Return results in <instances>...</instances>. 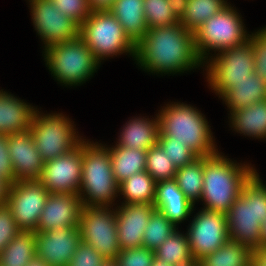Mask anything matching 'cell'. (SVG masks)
Returning <instances> with one entry per match:
<instances>
[{
  "mask_svg": "<svg viewBox=\"0 0 266 266\" xmlns=\"http://www.w3.org/2000/svg\"><path fill=\"white\" fill-rule=\"evenodd\" d=\"M59 12L71 18L79 26L91 15L88 0H51Z\"/></svg>",
  "mask_w": 266,
  "mask_h": 266,
  "instance_id": "obj_39",
  "label": "cell"
},
{
  "mask_svg": "<svg viewBox=\"0 0 266 266\" xmlns=\"http://www.w3.org/2000/svg\"><path fill=\"white\" fill-rule=\"evenodd\" d=\"M159 118L151 119L139 116L133 117L120 130L116 145L147 151L157 145L159 137Z\"/></svg>",
  "mask_w": 266,
  "mask_h": 266,
  "instance_id": "obj_22",
  "label": "cell"
},
{
  "mask_svg": "<svg viewBox=\"0 0 266 266\" xmlns=\"http://www.w3.org/2000/svg\"><path fill=\"white\" fill-rule=\"evenodd\" d=\"M235 161L220 152L203 157V209L226 214L239 197L244 184L256 172L251 164Z\"/></svg>",
  "mask_w": 266,
  "mask_h": 266,
  "instance_id": "obj_2",
  "label": "cell"
},
{
  "mask_svg": "<svg viewBox=\"0 0 266 266\" xmlns=\"http://www.w3.org/2000/svg\"><path fill=\"white\" fill-rule=\"evenodd\" d=\"M71 120L63 113L44 114L36 109L29 131L44 162L72 151L85 140Z\"/></svg>",
  "mask_w": 266,
  "mask_h": 266,
  "instance_id": "obj_9",
  "label": "cell"
},
{
  "mask_svg": "<svg viewBox=\"0 0 266 266\" xmlns=\"http://www.w3.org/2000/svg\"><path fill=\"white\" fill-rule=\"evenodd\" d=\"M176 229L171 221L158 209H154L145 227L142 246L151 250L158 248Z\"/></svg>",
  "mask_w": 266,
  "mask_h": 266,
  "instance_id": "obj_34",
  "label": "cell"
},
{
  "mask_svg": "<svg viewBox=\"0 0 266 266\" xmlns=\"http://www.w3.org/2000/svg\"><path fill=\"white\" fill-rule=\"evenodd\" d=\"M148 28L179 23L180 0H143Z\"/></svg>",
  "mask_w": 266,
  "mask_h": 266,
  "instance_id": "obj_33",
  "label": "cell"
},
{
  "mask_svg": "<svg viewBox=\"0 0 266 266\" xmlns=\"http://www.w3.org/2000/svg\"><path fill=\"white\" fill-rule=\"evenodd\" d=\"M115 0H88V4L92 12L109 11Z\"/></svg>",
  "mask_w": 266,
  "mask_h": 266,
  "instance_id": "obj_43",
  "label": "cell"
},
{
  "mask_svg": "<svg viewBox=\"0 0 266 266\" xmlns=\"http://www.w3.org/2000/svg\"><path fill=\"white\" fill-rule=\"evenodd\" d=\"M117 207L116 222L120 248L141 247L145 227L155 206L148 203H137L119 204Z\"/></svg>",
  "mask_w": 266,
  "mask_h": 266,
  "instance_id": "obj_18",
  "label": "cell"
},
{
  "mask_svg": "<svg viewBox=\"0 0 266 266\" xmlns=\"http://www.w3.org/2000/svg\"><path fill=\"white\" fill-rule=\"evenodd\" d=\"M115 181L119 185L137 172L145 171L147 151L113 145L108 147Z\"/></svg>",
  "mask_w": 266,
  "mask_h": 266,
  "instance_id": "obj_27",
  "label": "cell"
},
{
  "mask_svg": "<svg viewBox=\"0 0 266 266\" xmlns=\"http://www.w3.org/2000/svg\"><path fill=\"white\" fill-rule=\"evenodd\" d=\"M153 205L177 227L191 216L195 206L180 190L175 179L156 182Z\"/></svg>",
  "mask_w": 266,
  "mask_h": 266,
  "instance_id": "obj_20",
  "label": "cell"
},
{
  "mask_svg": "<svg viewBox=\"0 0 266 266\" xmlns=\"http://www.w3.org/2000/svg\"><path fill=\"white\" fill-rule=\"evenodd\" d=\"M245 27L237 9L228 4L194 32L198 56L205 62L211 57L210 51L216 54L223 49L244 44L251 35Z\"/></svg>",
  "mask_w": 266,
  "mask_h": 266,
  "instance_id": "obj_8",
  "label": "cell"
},
{
  "mask_svg": "<svg viewBox=\"0 0 266 266\" xmlns=\"http://www.w3.org/2000/svg\"><path fill=\"white\" fill-rule=\"evenodd\" d=\"M26 266H49L46 261L35 255Z\"/></svg>",
  "mask_w": 266,
  "mask_h": 266,
  "instance_id": "obj_46",
  "label": "cell"
},
{
  "mask_svg": "<svg viewBox=\"0 0 266 266\" xmlns=\"http://www.w3.org/2000/svg\"><path fill=\"white\" fill-rule=\"evenodd\" d=\"M262 248H266V217L261 223Z\"/></svg>",
  "mask_w": 266,
  "mask_h": 266,
  "instance_id": "obj_47",
  "label": "cell"
},
{
  "mask_svg": "<svg viewBox=\"0 0 266 266\" xmlns=\"http://www.w3.org/2000/svg\"><path fill=\"white\" fill-rule=\"evenodd\" d=\"M42 53L51 75L67 87L82 85L93 77L101 65L80 36L49 46Z\"/></svg>",
  "mask_w": 266,
  "mask_h": 266,
  "instance_id": "obj_6",
  "label": "cell"
},
{
  "mask_svg": "<svg viewBox=\"0 0 266 266\" xmlns=\"http://www.w3.org/2000/svg\"><path fill=\"white\" fill-rule=\"evenodd\" d=\"M102 266H118L116 260H106Z\"/></svg>",
  "mask_w": 266,
  "mask_h": 266,
  "instance_id": "obj_49",
  "label": "cell"
},
{
  "mask_svg": "<svg viewBox=\"0 0 266 266\" xmlns=\"http://www.w3.org/2000/svg\"><path fill=\"white\" fill-rule=\"evenodd\" d=\"M86 140L82 142V174L78 195L84 207H112L119 196V185L114 178L108 146Z\"/></svg>",
  "mask_w": 266,
  "mask_h": 266,
  "instance_id": "obj_5",
  "label": "cell"
},
{
  "mask_svg": "<svg viewBox=\"0 0 266 266\" xmlns=\"http://www.w3.org/2000/svg\"><path fill=\"white\" fill-rule=\"evenodd\" d=\"M252 44L255 73L266 82V26L249 36Z\"/></svg>",
  "mask_w": 266,
  "mask_h": 266,
  "instance_id": "obj_38",
  "label": "cell"
},
{
  "mask_svg": "<svg viewBox=\"0 0 266 266\" xmlns=\"http://www.w3.org/2000/svg\"><path fill=\"white\" fill-rule=\"evenodd\" d=\"M155 190L156 181L147 171H142L135 173L120 183L118 195H121L120 197L124 199L121 204H154Z\"/></svg>",
  "mask_w": 266,
  "mask_h": 266,
  "instance_id": "obj_28",
  "label": "cell"
},
{
  "mask_svg": "<svg viewBox=\"0 0 266 266\" xmlns=\"http://www.w3.org/2000/svg\"><path fill=\"white\" fill-rule=\"evenodd\" d=\"M183 266H199V264H198L197 261H195V262H193V263H189V264H187V265H183Z\"/></svg>",
  "mask_w": 266,
  "mask_h": 266,
  "instance_id": "obj_50",
  "label": "cell"
},
{
  "mask_svg": "<svg viewBox=\"0 0 266 266\" xmlns=\"http://www.w3.org/2000/svg\"><path fill=\"white\" fill-rule=\"evenodd\" d=\"M10 184L0 177V205L6 204Z\"/></svg>",
  "mask_w": 266,
  "mask_h": 266,
  "instance_id": "obj_45",
  "label": "cell"
},
{
  "mask_svg": "<svg viewBox=\"0 0 266 266\" xmlns=\"http://www.w3.org/2000/svg\"><path fill=\"white\" fill-rule=\"evenodd\" d=\"M225 215L231 241L252 251L262 248L261 223L266 217V184L257 171L244 184Z\"/></svg>",
  "mask_w": 266,
  "mask_h": 266,
  "instance_id": "obj_4",
  "label": "cell"
},
{
  "mask_svg": "<svg viewBox=\"0 0 266 266\" xmlns=\"http://www.w3.org/2000/svg\"><path fill=\"white\" fill-rule=\"evenodd\" d=\"M8 149L15 182L41 178L44 161L30 131L8 135Z\"/></svg>",
  "mask_w": 266,
  "mask_h": 266,
  "instance_id": "obj_17",
  "label": "cell"
},
{
  "mask_svg": "<svg viewBox=\"0 0 266 266\" xmlns=\"http://www.w3.org/2000/svg\"><path fill=\"white\" fill-rule=\"evenodd\" d=\"M155 258L172 266H183L195 262L192 257L187 233L176 229L158 248Z\"/></svg>",
  "mask_w": 266,
  "mask_h": 266,
  "instance_id": "obj_31",
  "label": "cell"
},
{
  "mask_svg": "<svg viewBox=\"0 0 266 266\" xmlns=\"http://www.w3.org/2000/svg\"><path fill=\"white\" fill-rule=\"evenodd\" d=\"M228 4L227 0H180L179 21L185 29L194 33Z\"/></svg>",
  "mask_w": 266,
  "mask_h": 266,
  "instance_id": "obj_26",
  "label": "cell"
},
{
  "mask_svg": "<svg viewBox=\"0 0 266 266\" xmlns=\"http://www.w3.org/2000/svg\"><path fill=\"white\" fill-rule=\"evenodd\" d=\"M37 107L0 90V134L27 132Z\"/></svg>",
  "mask_w": 266,
  "mask_h": 266,
  "instance_id": "obj_21",
  "label": "cell"
},
{
  "mask_svg": "<svg viewBox=\"0 0 266 266\" xmlns=\"http://www.w3.org/2000/svg\"><path fill=\"white\" fill-rule=\"evenodd\" d=\"M252 266H266V248H259L253 251Z\"/></svg>",
  "mask_w": 266,
  "mask_h": 266,
  "instance_id": "obj_44",
  "label": "cell"
},
{
  "mask_svg": "<svg viewBox=\"0 0 266 266\" xmlns=\"http://www.w3.org/2000/svg\"><path fill=\"white\" fill-rule=\"evenodd\" d=\"M82 174V143L72 151L44 162L38 180L50 194H78Z\"/></svg>",
  "mask_w": 266,
  "mask_h": 266,
  "instance_id": "obj_15",
  "label": "cell"
},
{
  "mask_svg": "<svg viewBox=\"0 0 266 266\" xmlns=\"http://www.w3.org/2000/svg\"><path fill=\"white\" fill-rule=\"evenodd\" d=\"M0 177L10 185L15 182L13 166L8 149V135L0 134Z\"/></svg>",
  "mask_w": 266,
  "mask_h": 266,
  "instance_id": "obj_42",
  "label": "cell"
},
{
  "mask_svg": "<svg viewBox=\"0 0 266 266\" xmlns=\"http://www.w3.org/2000/svg\"><path fill=\"white\" fill-rule=\"evenodd\" d=\"M79 36L100 63L123 53L135 60L136 45L110 11L92 12L80 25Z\"/></svg>",
  "mask_w": 266,
  "mask_h": 266,
  "instance_id": "obj_7",
  "label": "cell"
},
{
  "mask_svg": "<svg viewBox=\"0 0 266 266\" xmlns=\"http://www.w3.org/2000/svg\"><path fill=\"white\" fill-rule=\"evenodd\" d=\"M159 137H170L194 151L199 157L219 152L208 120L196 107L181 102L163 106L158 113Z\"/></svg>",
  "mask_w": 266,
  "mask_h": 266,
  "instance_id": "obj_3",
  "label": "cell"
},
{
  "mask_svg": "<svg viewBox=\"0 0 266 266\" xmlns=\"http://www.w3.org/2000/svg\"><path fill=\"white\" fill-rule=\"evenodd\" d=\"M83 204L78 194H50L37 224V231L79 227Z\"/></svg>",
  "mask_w": 266,
  "mask_h": 266,
  "instance_id": "obj_19",
  "label": "cell"
},
{
  "mask_svg": "<svg viewBox=\"0 0 266 266\" xmlns=\"http://www.w3.org/2000/svg\"><path fill=\"white\" fill-rule=\"evenodd\" d=\"M230 127L240 135L266 140V99L228 114Z\"/></svg>",
  "mask_w": 266,
  "mask_h": 266,
  "instance_id": "obj_23",
  "label": "cell"
},
{
  "mask_svg": "<svg viewBox=\"0 0 266 266\" xmlns=\"http://www.w3.org/2000/svg\"><path fill=\"white\" fill-rule=\"evenodd\" d=\"M175 180L192 204L199 202L203 191V157L177 168Z\"/></svg>",
  "mask_w": 266,
  "mask_h": 266,
  "instance_id": "obj_32",
  "label": "cell"
},
{
  "mask_svg": "<svg viewBox=\"0 0 266 266\" xmlns=\"http://www.w3.org/2000/svg\"><path fill=\"white\" fill-rule=\"evenodd\" d=\"M157 144L164 150L165 155H168L169 159L172 160L176 168L183 167L199 157L186 145L172 142L170 137H158Z\"/></svg>",
  "mask_w": 266,
  "mask_h": 266,
  "instance_id": "obj_36",
  "label": "cell"
},
{
  "mask_svg": "<svg viewBox=\"0 0 266 266\" xmlns=\"http://www.w3.org/2000/svg\"><path fill=\"white\" fill-rule=\"evenodd\" d=\"M252 253L247 246L229 240L197 262L199 266H252Z\"/></svg>",
  "mask_w": 266,
  "mask_h": 266,
  "instance_id": "obj_29",
  "label": "cell"
},
{
  "mask_svg": "<svg viewBox=\"0 0 266 266\" xmlns=\"http://www.w3.org/2000/svg\"><path fill=\"white\" fill-rule=\"evenodd\" d=\"M187 228V236L192 257L195 261L215 252L230 240L226 215L222 212L202 208Z\"/></svg>",
  "mask_w": 266,
  "mask_h": 266,
  "instance_id": "obj_13",
  "label": "cell"
},
{
  "mask_svg": "<svg viewBox=\"0 0 266 266\" xmlns=\"http://www.w3.org/2000/svg\"><path fill=\"white\" fill-rule=\"evenodd\" d=\"M105 261L93 246L81 241L67 266H102Z\"/></svg>",
  "mask_w": 266,
  "mask_h": 266,
  "instance_id": "obj_40",
  "label": "cell"
},
{
  "mask_svg": "<svg viewBox=\"0 0 266 266\" xmlns=\"http://www.w3.org/2000/svg\"><path fill=\"white\" fill-rule=\"evenodd\" d=\"M135 63L149 74L176 75L204 67L197 54L194 33L181 23L148 28L136 44Z\"/></svg>",
  "mask_w": 266,
  "mask_h": 266,
  "instance_id": "obj_1",
  "label": "cell"
},
{
  "mask_svg": "<svg viewBox=\"0 0 266 266\" xmlns=\"http://www.w3.org/2000/svg\"><path fill=\"white\" fill-rule=\"evenodd\" d=\"M155 258L153 250L146 247L121 249L116 257L118 266H151Z\"/></svg>",
  "mask_w": 266,
  "mask_h": 266,
  "instance_id": "obj_37",
  "label": "cell"
},
{
  "mask_svg": "<svg viewBox=\"0 0 266 266\" xmlns=\"http://www.w3.org/2000/svg\"><path fill=\"white\" fill-rule=\"evenodd\" d=\"M35 255V232L20 231L0 254V266H26Z\"/></svg>",
  "mask_w": 266,
  "mask_h": 266,
  "instance_id": "obj_30",
  "label": "cell"
},
{
  "mask_svg": "<svg viewBox=\"0 0 266 266\" xmlns=\"http://www.w3.org/2000/svg\"><path fill=\"white\" fill-rule=\"evenodd\" d=\"M151 177L156 181L175 179L176 166L164 150L157 144L147 150L146 169Z\"/></svg>",
  "mask_w": 266,
  "mask_h": 266,
  "instance_id": "obj_35",
  "label": "cell"
},
{
  "mask_svg": "<svg viewBox=\"0 0 266 266\" xmlns=\"http://www.w3.org/2000/svg\"><path fill=\"white\" fill-rule=\"evenodd\" d=\"M113 208L83 206L79 218L81 241L93 246L105 260H116L121 250L118 242L116 207Z\"/></svg>",
  "mask_w": 266,
  "mask_h": 266,
  "instance_id": "obj_11",
  "label": "cell"
},
{
  "mask_svg": "<svg viewBox=\"0 0 266 266\" xmlns=\"http://www.w3.org/2000/svg\"><path fill=\"white\" fill-rule=\"evenodd\" d=\"M151 266H172L170 264H167L166 262H163L157 258H154V260L152 261V265Z\"/></svg>",
  "mask_w": 266,
  "mask_h": 266,
  "instance_id": "obj_48",
  "label": "cell"
},
{
  "mask_svg": "<svg viewBox=\"0 0 266 266\" xmlns=\"http://www.w3.org/2000/svg\"><path fill=\"white\" fill-rule=\"evenodd\" d=\"M20 231L7 204L0 205V254Z\"/></svg>",
  "mask_w": 266,
  "mask_h": 266,
  "instance_id": "obj_41",
  "label": "cell"
},
{
  "mask_svg": "<svg viewBox=\"0 0 266 266\" xmlns=\"http://www.w3.org/2000/svg\"><path fill=\"white\" fill-rule=\"evenodd\" d=\"M221 99L227 105L230 114L255 102L265 100L266 82L254 72L247 79L234 83V86Z\"/></svg>",
  "mask_w": 266,
  "mask_h": 266,
  "instance_id": "obj_25",
  "label": "cell"
},
{
  "mask_svg": "<svg viewBox=\"0 0 266 266\" xmlns=\"http://www.w3.org/2000/svg\"><path fill=\"white\" fill-rule=\"evenodd\" d=\"M49 195L38 180L16 181L9 186L6 204L21 231H37Z\"/></svg>",
  "mask_w": 266,
  "mask_h": 266,
  "instance_id": "obj_12",
  "label": "cell"
},
{
  "mask_svg": "<svg viewBox=\"0 0 266 266\" xmlns=\"http://www.w3.org/2000/svg\"><path fill=\"white\" fill-rule=\"evenodd\" d=\"M136 45L147 32L143 0H115L109 10Z\"/></svg>",
  "mask_w": 266,
  "mask_h": 266,
  "instance_id": "obj_24",
  "label": "cell"
},
{
  "mask_svg": "<svg viewBox=\"0 0 266 266\" xmlns=\"http://www.w3.org/2000/svg\"><path fill=\"white\" fill-rule=\"evenodd\" d=\"M31 20L43 41V50L57 43L72 41L79 36L80 26L59 12L51 0H28Z\"/></svg>",
  "mask_w": 266,
  "mask_h": 266,
  "instance_id": "obj_14",
  "label": "cell"
},
{
  "mask_svg": "<svg viewBox=\"0 0 266 266\" xmlns=\"http://www.w3.org/2000/svg\"><path fill=\"white\" fill-rule=\"evenodd\" d=\"M80 242L79 227L35 232L36 255L49 266H67Z\"/></svg>",
  "mask_w": 266,
  "mask_h": 266,
  "instance_id": "obj_16",
  "label": "cell"
},
{
  "mask_svg": "<svg viewBox=\"0 0 266 266\" xmlns=\"http://www.w3.org/2000/svg\"><path fill=\"white\" fill-rule=\"evenodd\" d=\"M206 64V65H205ZM206 67V68H205ZM208 86L221 98L234 83L241 82L255 72L250 40L242 45L226 48L204 62Z\"/></svg>",
  "mask_w": 266,
  "mask_h": 266,
  "instance_id": "obj_10",
  "label": "cell"
}]
</instances>
